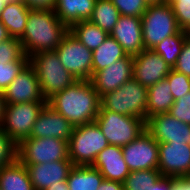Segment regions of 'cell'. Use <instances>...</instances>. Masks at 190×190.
<instances>
[{
	"label": "cell",
	"instance_id": "6da1fadb",
	"mask_svg": "<svg viewBox=\"0 0 190 190\" xmlns=\"http://www.w3.org/2000/svg\"><path fill=\"white\" fill-rule=\"evenodd\" d=\"M47 104L76 127L96 120L101 98L90 80H77L49 98Z\"/></svg>",
	"mask_w": 190,
	"mask_h": 190
},
{
	"label": "cell",
	"instance_id": "7a4b0ae2",
	"mask_svg": "<svg viewBox=\"0 0 190 190\" xmlns=\"http://www.w3.org/2000/svg\"><path fill=\"white\" fill-rule=\"evenodd\" d=\"M69 28L53 9L30 8L23 35L19 38L27 57L38 52L54 51Z\"/></svg>",
	"mask_w": 190,
	"mask_h": 190
},
{
	"label": "cell",
	"instance_id": "3957f363",
	"mask_svg": "<svg viewBox=\"0 0 190 190\" xmlns=\"http://www.w3.org/2000/svg\"><path fill=\"white\" fill-rule=\"evenodd\" d=\"M29 64L37 75L46 101L77 81L61 64L55 50L38 52L30 56Z\"/></svg>",
	"mask_w": 190,
	"mask_h": 190
},
{
	"label": "cell",
	"instance_id": "277c9868",
	"mask_svg": "<svg viewBox=\"0 0 190 190\" xmlns=\"http://www.w3.org/2000/svg\"><path fill=\"white\" fill-rule=\"evenodd\" d=\"M95 122L109 145L123 147L146 131V121L136 117L122 115L104 109L100 105Z\"/></svg>",
	"mask_w": 190,
	"mask_h": 190
},
{
	"label": "cell",
	"instance_id": "5b68a950",
	"mask_svg": "<svg viewBox=\"0 0 190 190\" xmlns=\"http://www.w3.org/2000/svg\"><path fill=\"white\" fill-rule=\"evenodd\" d=\"M148 88L134 78L125 82L117 90L101 97V106L111 112L136 116L146 121Z\"/></svg>",
	"mask_w": 190,
	"mask_h": 190
},
{
	"label": "cell",
	"instance_id": "8992f818",
	"mask_svg": "<svg viewBox=\"0 0 190 190\" xmlns=\"http://www.w3.org/2000/svg\"><path fill=\"white\" fill-rule=\"evenodd\" d=\"M108 145L95 121L76 126L68 142L69 159L73 165H92L97 155Z\"/></svg>",
	"mask_w": 190,
	"mask_h": 190
},
{
	"label": "cell",
	"instance_id": "52a82bcc",
	"mask_svg": "<svg viewBox=\"0 0 190 190\" xmlns=\"http://www.w3.org/2000/svg\"><path fill=\"white\" fill-rule=\"evenodd\" d=\"M142 38L145 49H152L166 37L179 30L169 2L148 5L142 17Z\"/></svg>",
	"mask_w": 190,
	"mask_h": 190
},
{
	"label": "cell",
	"instance_id": "ba28073f",
	"mask_svg": "<svg viewBox=\"0 0 190 190\" xmlns=\"http://www.w3.org/2000/svg\"><path fill=\"white\" fill-rule=\"evenodd\" d=\"M47 102H23L5 105L0 128L19 145L29 138L41 110Z\"/></svg>",
	"mask_w": 190,
	"mask_h": 190
},
{
	"label": "cell",
	"instance_id": "9c48e42d",
	"mask_svg": "<svg viewBox=\"0 0 190 190\" xmlns=\"http://www.w3.org/2000/svg\"><path fill=\"white\" fill-rule=\"evenodd\" d=\"M22 164H43L69 159L68 141L58 138H26L18 145Z\"/></svg>",
	"mask_w": 190,
	"mask_h": 190
},
{
	"label": "cell",
	"instance_id": "30bf717a",
	"mask_svg": "<svg viewBox=\"0 0 190 190\" xmlns=\"http://www.w3.org/2000/svg\"><path fill=\"white\" fill-rule=\"evenodd\" d=\"M61 64L76 80H90L92 77L93 53L70 31L55 49Z\"/></svg>",
	"mask_w": 190,
	"mask_h": 190
},
{
	"label": "cell",
	"instance_id": "8fae6325",
	"mask_svg": "<svg viewBox=\"0 0 190 190\" xmlns=\"http://www.w3.org/2000/svg\"><path fill=\"white\" fill-rule=\"evenodd\" d=\"M130 172L158 169L159 143L147 132L122 147Z\"/></svg>",
	"mask_w": 190,
	"mask_h": 190
},
{
	"label": "cell",
	"instance_id": "7c38bea8",
	"mask_svg": "<svg viewBox=\"0 0 190 190\" xmlns=\"http://www.w3.org/2000/svg\"><path fill=\"white\" fill-rule=\"evenodd\" d=\"M146 131L158 143H189L190 124L177 120L169 113L157 114L147 119Z\"/></svg>",
	"mask_w": 190,
	"mask_h": 190
},
{
	"label": "cell",
	"instance_id": "4fadbf2b",
	"mask_svg": "<svg viewBox=\"0 0 190 190\" xmlns=\"http://www.w3.org/2000/svg\"><path fill=\"white\" fill-rule=\"evenodd\" d=\"M5 104L47 102L33 67L28 63L3 92Z\"/></svg>",
	"mask_w": 190,
	"mask_h": 190
},
{
	"label": "cell",
	"instance_id": "5bb4252c",
	"mask_svg": "<svg viewBox=\"0 0 190 190\" xmlns=\"http://www.w3.org/2000/svg\"><path fill=\"white\" fill-rule=\"evenodd\" d=\"M171 70L172 67L152 49H144L133 56V78L146 88L166 79Z\"/></svg>",
	"mask_w": 190,
	"mask_h": 190
},
{
	"label": "cell",
	"instance_id": "9a60e30c",
	"mask_svg": "<svg viewBox=\"0 0 190 190\" xmlns=\"http://www.w3.org/2000/svg\"><path fill=\"white\" fill-rule=\"evenodd\" d=\"M133 78V56L126 55L111 66L94 73L90 79L95 91L101 98L103 95L117 90L125 82Z\"/></svg>",
	"mask_w": 190,
	"mask_h": 190
},
{
	"label": "cell",
	"instance_id": "2e32d148",
	"mask_svg": "<svg viewBox=\"0 0 190 190\" xmlns=\"http://www.w3.org/2000/svg\"><path fill=\"white\" fill-rule=\"evenodd\" d=\"M158 170L167 177L190 175V146L181 143H159Z\"/></svg>",
	"mask_w": 190,
	"mask_h": 190
},
{
	"label": "cell",
	"instance_id": "e0dca14e",
	"mask_svg": "<svg viewBox=\"0 0 190 190\" xmlns=\"http://www.w3.org/2000/svg\"><path fill=\"white\" fill-rule=\"evenodd\" d=\"M74 126L47 103L33 126L31 138H58L70 140Z\"/></svg>",
	"mask_w": 190,
	"mask_h": 190
},
{
	"label": "cell",
	"instance_id": "ac0fdd59",
	"mask_svg": "<svg viewBox=\"0 0 190 190\" xmlns=\"http://www.w3.org/2000/svg\"><path fill=\"white\" fill-rule=\"evenodd\" d=\"M26 166L34 190H45L50 185L66 181L73 168L71 160H59L43 164H23Z\"/></svg>",
	"mask_w": 190,
	"mask_h": 190
},
{
	"label": "cell",
	"instance_id": "d6986e66",
	"mask_svg": "<svg viewBox=\"0 0 190 190\" xmlns=\"http://www.w3.org/2000/svg\"><path fill=\"white\" fill-rule=\"evenodd\" d=\"M109 35L123 47L128 55H137L145 49L140 17L120 15Z\"/></svg>",
	"mask_w": 190,
	"mask_h": 190
},
{
	"label": "cell",
	"instance_id": "ffe728a7",
	"mask_svg": "<svg viewBox=\"0 0 190 190\" xmlns=\"http://www.w3.org/2000/svg\"><path fill=\"white\" fill-rule=\"evenodd\" d=\"M98 169L104 179L124 182L130 170L124 161L122 147L108 145L96 157L91 165Z\"/></svg>",
	"mask_w": 190,
	"mask_h": 190
},
{
	"label": "cell",
	"instance_id": "44dd1931",
	"mask_svg": "<svg viewBox=\"0 0 190 190\" xmlns=\"http://www.w3.org/2000/svg\"><path fill=\"white\" fill-rule=\"evenodd\" d=\"M96 0H56L53 11L68 28L91 18Z\"/></svg>",
	"mask_w": 190,
	"mask_h": 190
},
{
	"label": "cell",
	"instance_id": "7402d4cb",
	"mask_svg": "<svg viewBox=\"0 0 190 190\" xmlns=\"http://www.w3.org/2000/svg\"><path fill=\"white\" fill-rule=\"evenodd\" d=\"M173 103L174 99L168 80L163 79L155 83L148 88L146 120L157 114L169 113Z\"/></svg>",
	"mask_w": 190,
	"mask_h": 190
},
{
	"label": "cell",
	"instance_id": "603a6c76",
	"mask_svg": "<svg viewBox=\"0 0 190 190\" xmlns=\"http://www.w3.org/2000/svg\"><path fill=\"white\" fill-rule=\"evenodd\" d=\"M0 190H34L26 166L18 159L0 168Z\"/></svg>",
	"mask_w": 190,
	"mask_h": 190
},
{
	"label": "cell",
	"instance_id": "cb8c5ba5",
	"mask_svg": "<svg viewBox=\"0 0 190 190\" xmlns=\"http://www.w3.org/2000/svg\"><path fill=\"white\" fill-rule=\"evenodd\" d=\"M29 7L23 2H13L5 6L0 14V21L7 28L11 37L20 38L26 27Z\"/></svg>",
	"mask_w": 190,
	"mask_h": 190
},
{
	"label": "cell",
	"instance_id": "d4e9b609",
	"mask_svg": "<svg viewBox=\"0 0 190 190\" xmlns=\"http://www.w3.org/2000/svg\"><path fill=\"white\" fill-rule=\"evenodd\" d=\"M103 179L100 171L91 165H74L66 181L69 190H98Z\"/></svg>",
	"mask_w": 190,
	"mask_h": 190
},
{
	"label": "cell",
	"instance_id": "484cf974",
	"mask_svg": "<svg viewBox=\"0 0 190 190\" xmlns=\"http://www.w3.org/2000/svg\"><path fill=\"white\" fill-rule=\"evenodd\" d=\"M92 53V75L127 55L123 47L110 35Z\"/></svg>",
	"mask_w": 190,
	"mask_h": 190
},
{
	"label": "cell",
	"instance_id": "4316f807",
	"mask_svg": "<svg viewBox=\"0 0 190 190\" xmlns=\"http://www.w3.org/2000/svg\"><path fill=\"white\" fill-rule=\"evenodd\" d=\"M69 31L91 51L98 48L109 35L89 20L73 24Z\"/></svg>",
	"mask_w": 190,
	"mask_h": 190
},
{
	"label": "cell",
	"instance_id": "83f0119b",
	"mask_svg": "<svg viewBox=\"0 0 190 190\" xmlns=\"http://www.w3.org/2000/svg\"><path fill=\"white\" fill-rule=\"evenodd\" d=\"M119 17V10L111 0H96L89 21L110 34Z\"/></svg>",
	"mask_w": 190,
	"mask_h": 190
},
{
	"label": "cell",
	"instance_id": "f1b7e54d",
	"mask_svg": "<svg viewBox=\"0 0 190 190\" xmlns=\"http://www.w3.org/2000/svg\"><path fill=\"white\" fill-rule=\"evenodd\" d=\"M186 39L184 30H179L175 35L166 37L158 43L152 50L159 54L162 59L170 66L174 67L181 53Z\"/></svg>",
	"mask_w": 190,
	"mask_h": 190
},
{
	"label": "cell",
	"instance_id": "f546056e",
	"mask_svg": "<svg viewBox=\"0 0 190 190\" xmlns=\"http://www.w3.org/2000/svg\"><path fill=\"white\" fill-rule=\"evenodd\" d=\"M162 176L158 169L130 172L123 182L124 190H152L154 184H156Z\"/></svg>",
	"mask_w": 190,
	"mask_h": 190
},
{
	"label": "cell",
	"instance_id": "4dcf8cb0",
	"mask_svg": "<svg viewBox=\"0 0 190 190\" xmlns=\"http://www.w3.org/2000/svg\"><path fill=\"white\" fill-rule=\"evenodd\" d=\"M17 60H29L23 51L22 44L18 38L11 37L0 42V63L14 62Z\"/></svg>",
	"mask_w": 190,
	"mask_h": 190
},
{
	"label": "cell",
	"instance_id": "1f68e13d",
	"mask_svg": "<svg viewBox=\"0 0 190 190\" xmlns=\"http://www.w3.org/2000/svg\"><path fill=\"white\" fill-rule=\"evenodd\" d=\"M28 63L29 60H17L6 64L0 63V92L5 91Z\"/></svg>",
	"mask_w": 190,
	"mask_h": 190
},
{
	"label": "cell",
	"instance_id": "d6a6232c",
	"mask_svg": "<svg viewBox=\"0 0 190 190\" xmlns=\"http://www.w3.org/2000/svg\"><path fill=\"white\" fill-rule=\"evenodd\" d=\"M18 159V145L0 128V168Z\"/></svg>",
	"mask_w": 190,
	"mask_h": 190
},
{
	"label": "cell",
	"instance_id": "836d02e7",
	"mask_svg": "<svg viewBox=\"0 0 190 190\" xmlns=\"http://www.w3.org/2000/svg\"><path fill=\"white\" fill-rule=\"evenodd\" d=\"M166 79L171 86V94L174 100L182 98L190 92V77L175 71L173 68L167 75Z\"/></svg>",
	"mask_w": 190,
	"mask_h": 190
},
{
	"label": "cell",
	"instance_id": "e575fe53",
	"mask_svg": "<svg viewBox=\"0 0 190 190\" xmlns=\"http://www.w3.org/2000/svg\"><path fill=\"white\" fill-rule=\"evenodd\" d=\"M114 6L119 10L120 15L142 17L147 9V3L144 0H111Z\"/></svg>",
	"mask_w": 190,
	"mask_h": 190
},
{
	"label": "cell",
	"instance_id": "d590c367",
	"mask_svg": "<svg viewBox=\"0 0 190 190\" xmlns=\"http://www.w3.org/2000/svg\"><path fill=\"white\" fill-rule=\"evenodd\" d=\"M173 9L177 24L181 30L190 25V0L168 1Z\"/></svg>",
	"mask_w": 190,
	"mask_h": 190
},
{
	"label": "cell",
	"instance_id": "8d00e7d4",
	"mask_svg": "<svg viewBox=\"0 0 190 190\" xmlns=\"http://www.w3.org/2000/svg\"><path fill=\"white\" fill-rule=\"evenodd\" d=\"M169 114L181 122L190 124V92L174 100Z\"/></svg>",
	"mask_w": 190,
	"mask_h": 190
},
{
	"label": "cell",
	"instance_id": "74e56055",
	"mask_svg": "<svg viewBox=\"0 0 190 190\" xmlns=\"http://www.w3.org/2000/svg\"><path fill=\"white\" fill-rule=\"evenodd\" d=\"M173 69L190 77V40L187 38L184 41L181 53Z\"/></svg>",
	"mask_w": 190,
	"mask_h": 190
},
{
	"label": "cell",
	"instance_id": "f35d334b",
	"mask_svg": "<svg viewBox=\"0 0 190 190\" xmlns=\"http://www.w3.org/2000/svg\"><path fill=\"white\" fill-rule=\"evenodd\" d=\"M29 8L53 9L56 0H22Z\"/></svg>",
	"mask_w": 190,
	"mask_h": 190
},
{
	"label": "cell",
	"instance_id": "ab89813d",
	"mask_svg": "<svg viewBox=\"0 0 190 190\" xmlns=\"http://www.w3.org/2000/svg\"><path fill=\"white\" fill-rule=\"evenodd\" d=\"M171 190H190V175L172 177Z\"/></svg>",
	"mask_w": 190,
	"mask_h": 190
},
{
	"label": "cell",
	"instance_id": "60d3db41",
	"mask_svg": "<svg viewBox=\"0 0 190 190\" xmlns=\"http://www.w3.org/2000/svg\"><path fill=\"white\" fill-rule=\"evenodd\" d=\"M98 190H124V185L119 181L103 179Z\"/></svg>",
	"mask_w": 190,
	"mask_h": 190
},
{
	"label": "cell",
	"instance_id": "b9f144b4",
	"mask_svg": "<svg viewBox=\"0 0 190 190\" xmlns=\"http://www.w3.org/2000/svg\"><path fill=\"white\" fill-rule=\"evenodd\" d=\"M172 185V177L162 176L156 184H154V187H152V190H171Z\"/></svg>",
	"mask_w": 190,
	"mask_h": 190
},
{
	"label": "cell",
	"instance_id": "7bdbcfd3",
	"mask_svg": "<svg viewBox=\"0 0 190 190\" xmlns=\"http://www.w3.org/2000/svg\"><path fill=\"white\" fill-rule=\"evenodd\" d=\"M10 38H11V36L9 35L7 28L0 21V42H3Z\"/></svg>",
	"mask_w": 190,
	"mask_h": 190
},
{
	"label": "cell",
	"instance_id": "ee69618b",
	"mask_svg": "<svg viewBox=\"0 0 190 190\" xmlns=\"http://www.w3.org/2000/svg\"><path fill=\"white\" fill-rule=\"evenodd\" d=\"M45 190H69L67 181H62L61 184L50 185Z\"/></svg>",
	"mask_w": 190,
	"mask_h": 190
},
{
	"label": "cell",
	"instance_id": "f6af8a7d",
	"mask_svg": "<svg viewBox=\"0 0 190 190\" xmlns=\"http://www.w3.org/2000/svg\"><path fill=\"white\" fill-rule=\"evenodd\" d=\"M5 105L6 104H5L3 92H0V126H1V123H2L3 117H4Z\"/></svg>",
	"mask_w": 190,
	"mask_h": 190
},
{
	"label": "cell",
	"instance_id": "bcb514c9",
	"mask_svg": "<svg viewBox=\"0 0 190 190\" xmlns=\"http://www.w3.org/2000/svg\"><path fill=\"white\" fill-rule=\"evenodd\" d=\"M19 1H22V0H0V14L6 5L13 3V2H19Z\"/></svg>",
	"mask_w": 190,
	"mask_h": 190
},
{
	"label": "cell",
	"instance_id": "7dc6e473",
	"mask_svg": "<svg viewBox=\"0 0 190 190\" xmlns=\"http://www.w3.org/2000/svg\"><path fill=\"white\" fill-rule=\"evenodd\" d=\"M147 5L162 4L167 2L166 0H144Z\"/></svg>",
	"mask_w": 190,
	"mask_h": 190
},
{
	"label": "cell",
	"instance_id": "c3c4849f",
	"mask_svg": "<svg viewBox=\"0 0 190 190\" xmlns=\"http://www.w3.org/2000/svg\"><path fill=\"white\" fill-rule=\"evenodd\" d=\"M185 36L190 40V25L184 29Z\"/></svg>",
	"mask_w": 190,
	"mask_h": 190
}]
</instances>
